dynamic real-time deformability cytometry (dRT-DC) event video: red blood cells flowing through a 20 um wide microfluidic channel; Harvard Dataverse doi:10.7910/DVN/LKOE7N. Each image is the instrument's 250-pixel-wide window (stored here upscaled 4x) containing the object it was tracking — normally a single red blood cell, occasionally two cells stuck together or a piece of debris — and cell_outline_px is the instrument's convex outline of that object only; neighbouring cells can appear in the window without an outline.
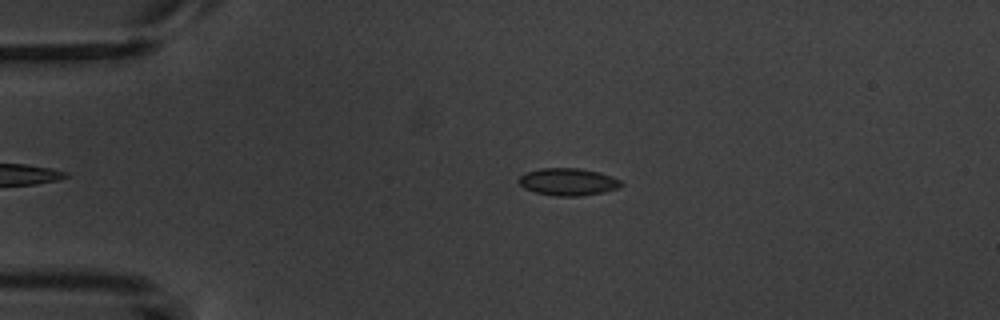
{"species": "common noctule bat (a hibernating species)", "species_latin": "Nyctalus noctula", "temperature_condition": "warm", "stored_images_in_passage": 3, "camera_frame_rate_fps": 3000, "um_per_image_px": 0.085, "animal": {"sex": "male", "body_mass_g": 20.1, "forearm_length_mm": 53.5}, "frame": {"image": 1, "passage_image": 2, "time_ms": 1.0, "image_size_px": [1000, 320], "cell_outline_px": [[624, 184], [620, 188], [604, 192], [580, 196], [556, 196], [536, 192], [524, 188], [520, 184], [520, 176], [524, 172], [540, 168], [580, 168], [600, 172], [612, 176], [620, 180]], "centroid_in_image_um": [48.32, 15.45], "position_along_channel_um": 36.7, "area_um2": 16.42}}